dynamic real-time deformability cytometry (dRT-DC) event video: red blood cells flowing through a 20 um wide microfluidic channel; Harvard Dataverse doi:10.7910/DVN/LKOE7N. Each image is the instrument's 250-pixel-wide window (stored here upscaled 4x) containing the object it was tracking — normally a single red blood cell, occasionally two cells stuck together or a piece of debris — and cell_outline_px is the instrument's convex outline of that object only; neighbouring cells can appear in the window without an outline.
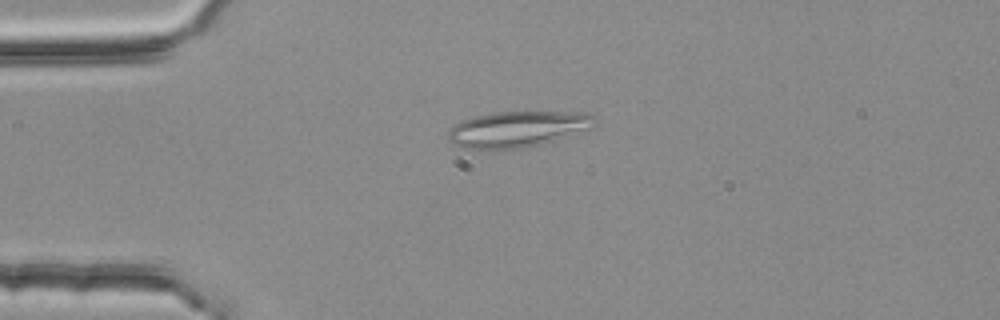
{"species": "common noctule bat (a hibernating species)", "species_latin": "Nyctalus noctula", "temperature_condition": "room temperature", "stored_images_in_passage": 2, "camera_frame_rate_fps": 3000, "um_per_image_px": 0.085, "animal": {"sex": "female", "body_mass_g": 25.1}, "frame": {"image": 1, "passage_image": 1, "time_ms": 0.0, "image_size_px": [1000, 320], "cell_outline_px": [[600, 124], [592, 128], [540, 144], [524, 148], [500, 152], [496, 152], [468, 148], [452, 144], [448, 140], [448, 132], [452, 124], [460, 120], [476, 116], [496, 112], [588, 112], [596, 116], [600, 120]], "centroid_in_image_um": [44.0, 10.99], "position_along_channel_um": 41.0, "area_um2": 31.67}}